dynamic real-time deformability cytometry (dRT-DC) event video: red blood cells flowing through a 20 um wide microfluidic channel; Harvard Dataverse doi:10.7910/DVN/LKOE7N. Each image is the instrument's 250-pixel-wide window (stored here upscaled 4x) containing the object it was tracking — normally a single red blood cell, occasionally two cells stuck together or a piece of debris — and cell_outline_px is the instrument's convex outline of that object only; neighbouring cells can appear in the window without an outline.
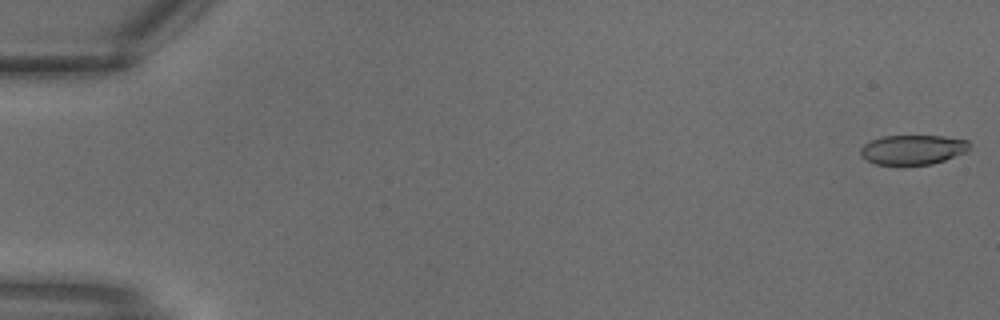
{"species": "common noctule bat (a hibernating species)", "species_latin": "Nyctalus noctula", "temperature_condition": "warm", "stored_images_in_passage": 12, "camera_frame_rate_fps": 3000, "um_per_image_px": 0.085, "animal": {"sex": "male", "body_mass_g": 18.8}, "frame": {"image": 1, "passage_image": 1, "time_ms": 0.0, "image_size_px": [1000, 320], "cell_outline_px": [[972, 144], [964, 152], [944, 160], [932, 164], [876, 164], [860, 156], [860, 148], [864, 144], [872, 140], [884, 136], [944, 136], [968, 140]], "centroid_in_image_um": [77.58, 12.71], "position_along_channel_um": 7.4, "area_um2": 18.61}}
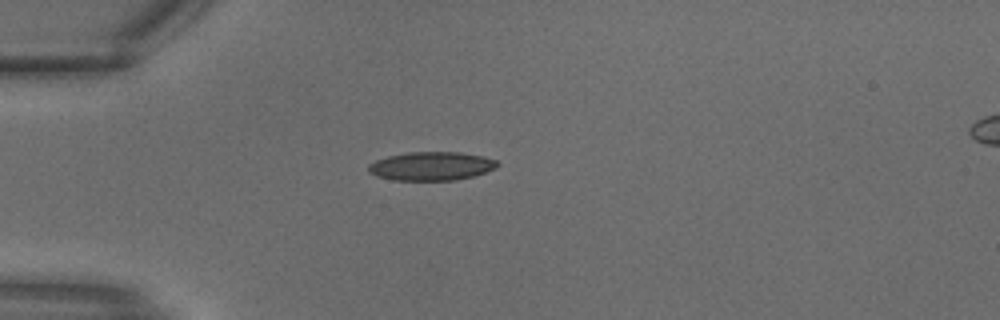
{"frame": {"image": 2, "passage_image": 9, "time_ms": 2.667, "image_size_px": [1000, 320], "cell_outline_px": [[500, 164], [496, 168], [472, 176], [456, 180], [392, 180], [376, 176], [368, 172], [368, 164], [376, 160], [388, 156], [408, 152], [460, 152], [484, 156], [496, 160]], "centroid_in_image_um": [36.65, 14.12], "position_along_channel_um": 48.3, "area_um2": 21.56}}